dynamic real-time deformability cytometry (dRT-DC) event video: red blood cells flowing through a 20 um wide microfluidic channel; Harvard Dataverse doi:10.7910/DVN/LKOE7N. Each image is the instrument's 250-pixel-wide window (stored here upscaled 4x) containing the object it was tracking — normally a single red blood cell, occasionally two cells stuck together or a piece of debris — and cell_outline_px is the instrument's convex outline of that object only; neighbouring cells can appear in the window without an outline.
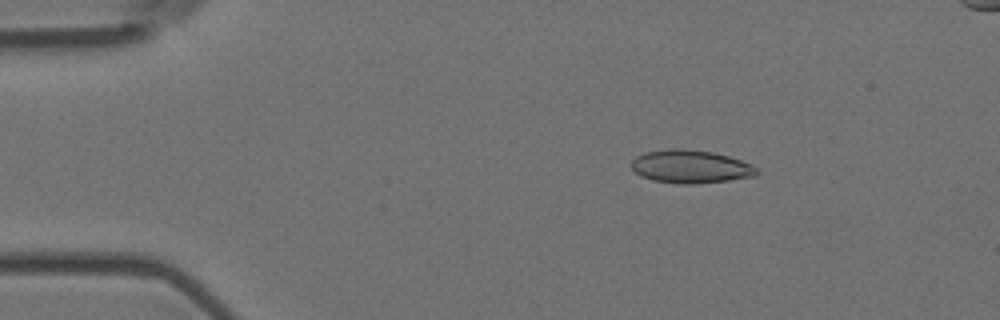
{"species": "Egyptian fruit bat (a non-hibernating species)", "species_latin": "Rousettus aegyptiacus", "temperature_condition": "room temperature", "stored_images_in_passage": 27, "camera_frame_rate_fps": 3000, "um_per_image_px": 0.085, "animal": {"sex": "female"}, "frame": {"image": 1, "passage_image": 9, "time_ms": 2.667, "image_size_px": [1000, 320], "cell_outline_px": [[760, 172], [752, 176], [728, 180], [692, 184], [684, 184], [652, 180], [640, 176], [632, 168], [632, 160], [636, 156], [644, 152], [672, 148], [680, 148], [712, 152], [728, 156], [752, 164]], "centroid_in_image_um": [58.67, 14.15], "position_along_channel_um": 26.3, "area_um2": 24.04}}
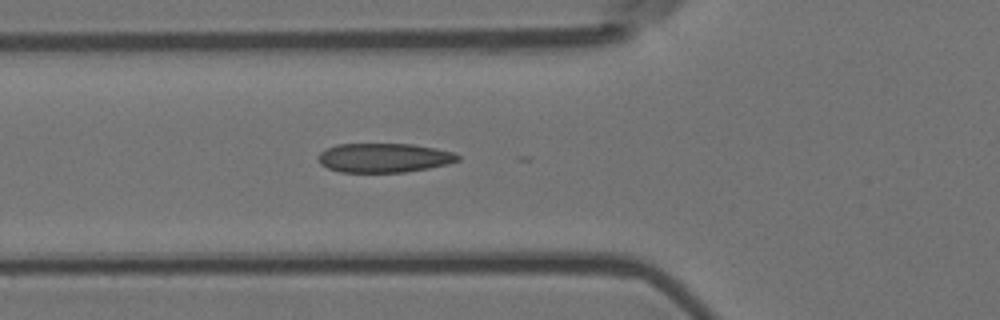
{"frame": {"image": 2, "passage_image": 20, "time_ms": 6.333, "image_size_px": [1000, 320], "cell_outline_px": [[460, 160], [448, 164], [428, 168], [404, 172], [340, 172], [328, 168], [320, 164], [320, 152], [324, 148], [336, 144], [412, 144], [436, 148], [452, 152], [460, 156]], "centroid_in_image_um": [32.64, 13.41], "position_along_channel_um": 93.2, "area_um2": 23.76}}
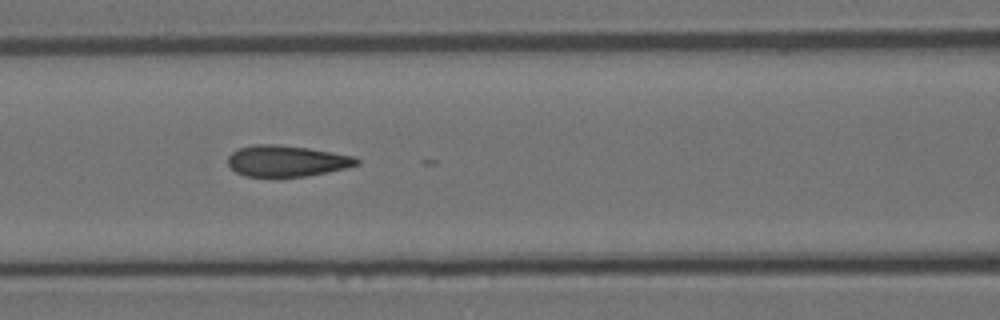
{"frame": {"image": 3, "passage_image": 24, "time_ms": 7.667, "image_size_px": [1000, 320], "cell_outline_px": [[360, 164], [348, 168], [308, 176], [244, 176], [236, 172], [228, 164], [228, 156], [232, 152], [240, 148], [252, 144], [276, 144], [308, 148], [332, 152], [352, 156], [360, 160]], "centroid_in_image_um": [24.38, 13.68], "position_along_channel_um": 142.2, "area_um2": 23.35}}